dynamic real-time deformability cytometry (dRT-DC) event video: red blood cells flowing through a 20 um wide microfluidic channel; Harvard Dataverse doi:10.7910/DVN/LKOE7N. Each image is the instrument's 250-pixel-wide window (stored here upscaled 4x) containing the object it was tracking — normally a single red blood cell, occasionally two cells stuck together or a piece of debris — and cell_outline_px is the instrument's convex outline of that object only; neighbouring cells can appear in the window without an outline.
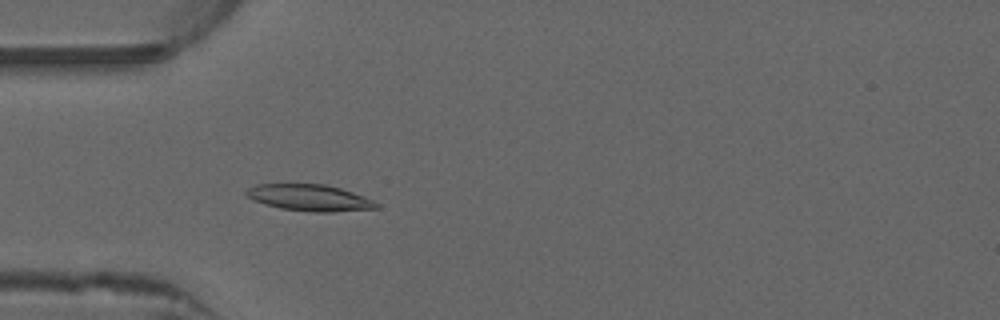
{"species": "common noctule bat (a hibernating species)", "species_latin": "Nyctalus noctula", "temperature_condition": "warm", "stored_images_in_passage": 52, "camera_frame_rate_fps": 3000, "um_per_image_px": 0.085, "animal": {"sex": "male", "forearm_length_mm": 52.5}, "frame": {"image": 1, "passage_image": 16, "time_ms": 5.0, "image_size_px": [1000, 320], "cell_outline_px": [[380, 208], [332, 212], [316, 212], [280, 208], [264, 204], [252, 200], [244, 192], [248, 188], [256, 184], [324, 184], [340, 188], [364, 196], [380, 204]], "centroid_in_image_um": [26.32, 16.81], "position_along_channel_um": 58.7, "area_um2": 20.06}}
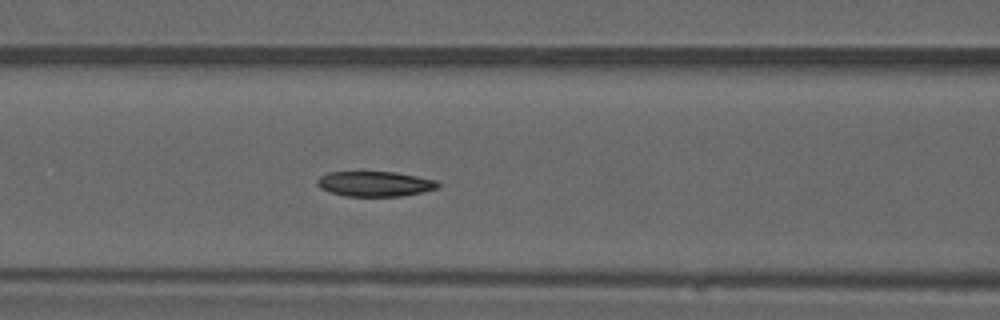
{"frame": {"image": 2, "passage_image": 22, "time_ms": 7.0, "image_size_px": [1000, 320], "cell_outline_px": [[440, 188], [424, 192], [400, 196], [344, 196], [328, 192], [320, 188], [316, 184], [316, 180], [320, 176], [328, 172], [396, 172], [436, 180], [440, 184]], "centroid_in_image_um": [31.86, 15.63], "position_along_channel_um": 134.7, "area_um2": 17.86}}
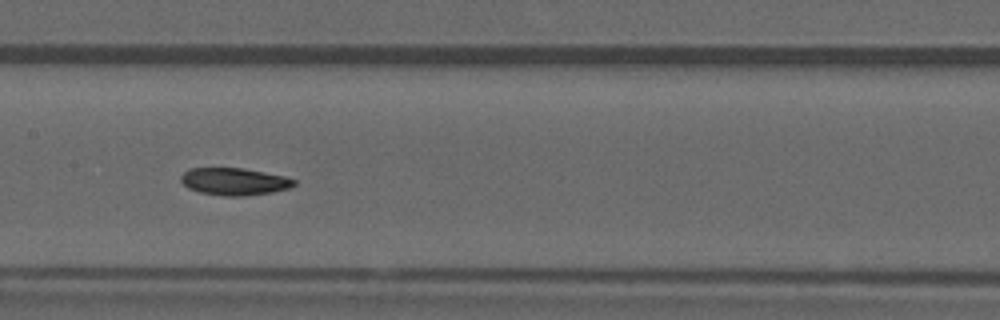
{"frame": {"image": 3, "passage_image": 26, "time_ms": 8.333, "image_size_px": [1000, 320], "cell_outline_px": [[296, 184], [288, 188], [272, 192], [244, 196], [224, 196], [200, 192], [188, 188], [180, 180], [180, 176], [188, 168], [244, 168], [284, 176], [296, 180]], "centroid_in_image_um": [19.9, 15.42], "position_along_channel_um": 187.5, "area_um2": 17.98}, "authors_computed_cell_mechanics": {"area_um2": 18.2937, "velocity_mm_per_s": 3.9565, "shape_relaxation_time_tau1_ms": 8.1753, "shape_relaxation_time_tau2_ms": 3.5904, "deformation_change_tau1": 0.181, "deformation_change_tau2": 0.0821}}